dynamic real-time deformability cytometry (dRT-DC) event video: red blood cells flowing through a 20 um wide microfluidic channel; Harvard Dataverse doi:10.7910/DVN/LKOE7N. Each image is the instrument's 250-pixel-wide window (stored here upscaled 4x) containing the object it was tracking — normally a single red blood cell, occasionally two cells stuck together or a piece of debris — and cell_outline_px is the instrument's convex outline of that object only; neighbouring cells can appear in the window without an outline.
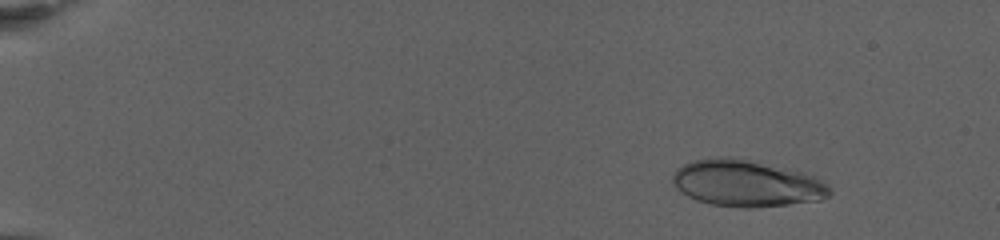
{"species": "human", "species_latin": "Homo sapiens", "temperature_condition": "warm", "stored_images_in_passage": 75, "camera_frame_rate_fps": 3000, "um_per_image_px": 0.085, "donor": {"sex": "female"}, "frame": {"image": 1, "passage_image": 10, "time_ms": 3.0, "image_size_px": [1000, 240], "cell_outline_px": [[832, 192], [828, 196], [820, 200], [788, 204], [748, 208], [744, 208], [712, 204], [696, 200], [688, 196], [676, 188], [672, 184], [672, 176], [676, 168], [692, 160], [716, 156], [736, 156], [816, 176], [828, 184]], "centroid_in_image_um": [63.43, 15.56], "position_along_channel_um": 21.6, "area_um2": 42.89}}
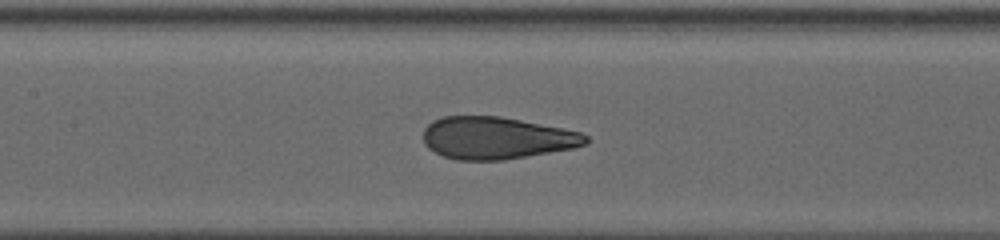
{"frame": {"image": 2, "passage_image": 39, "time_ms": 12.667, "image_size_px": [1000, 240], "cell_outline_px": [[588, 144], [572, 148], [504, 160], [456, 160], [444, 156], [428, 148], [424, 144], [424, 128], [432, 120], [444, 116], [500, 116], [564, 128], [580, 132], [588, 136]], "centroid_in_image_um": [42.2, 11.72], "position_along_channel_um": 165.2, "area_um2": 40.0}}
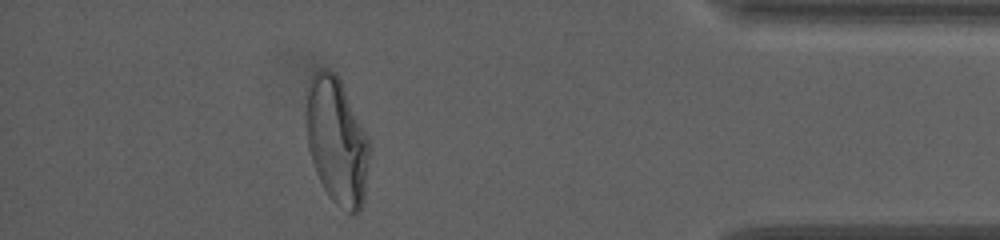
{"frame": {"image": 3, "passage_image": 68, "time_ms": 22.333, "image_size_px": [1000, 240], "cell_outline_px": [[372, 148], [364, 200], [360, 212], [356, 216], [348, 212], [336, 204], [328, 196], [316, 172], [308, 148], [308, 80], [320, 68], [328, 68], [336, 72], [340, 80]], "centroid_in_image_um": [28.67, 12.05], "position_along_channel_um": 406.5, "area_um2": 46.41}, "authors_computed_cell_mechanics": {"area_um2": 41.5004, "velocity_mm_per_s": 2.8553, "shape_relaxation_time_tau1_ms": 6.8762, "shape_relaxation_time_tau2_ms": null, "deformation_change_tau1": 0.2304, "deformation_change_tau2": null}}